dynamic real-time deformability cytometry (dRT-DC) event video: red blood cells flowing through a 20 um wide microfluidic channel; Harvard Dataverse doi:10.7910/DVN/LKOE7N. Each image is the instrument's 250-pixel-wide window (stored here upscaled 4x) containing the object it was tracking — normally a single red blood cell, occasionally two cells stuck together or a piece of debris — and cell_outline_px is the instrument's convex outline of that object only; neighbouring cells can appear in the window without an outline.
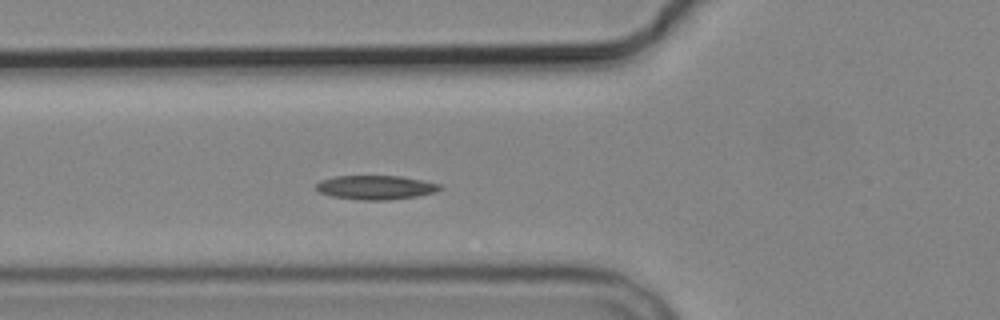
{"species": "common noctule bat (a hibernating species)", "species_latin": "Nyctalus noctula", "temperature_condition": "cold", "stored_images_in_passage": 5, "camera_frame_rate_fps": 3000, "um_per_image_px": 0.085, "animal": {"sex": "male", "body_mass_g": 19.2, "forearm_length_mm": 51.8}, "frame": {"image": 1, "passage_image": 5, "time_ms": 4.667, "image_size_px": [1000, 320], "cell_outline_px": [[444, 188], [436, 192], [416, 196], [388, 200], [360, 200], [332, 196], [320, 192], [316, 188], [316, 184], [320, 180], [336, 176], [400, 176], [440, 184]], "centroid_in_image_um": [31.94, 15.93], "position_along_channel_um": 93.9, "area_um2": 17.28}}